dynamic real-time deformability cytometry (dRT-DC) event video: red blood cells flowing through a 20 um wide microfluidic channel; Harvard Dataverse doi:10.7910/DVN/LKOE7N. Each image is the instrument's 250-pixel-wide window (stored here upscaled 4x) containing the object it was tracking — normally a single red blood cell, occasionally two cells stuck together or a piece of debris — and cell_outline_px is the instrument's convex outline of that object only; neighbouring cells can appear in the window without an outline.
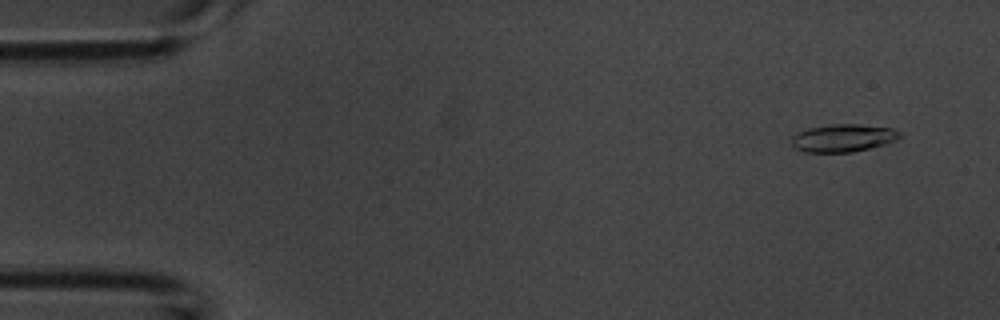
{"species": "common noctule bat (a hibernating species)", "species_latin": "Nyctalus noctula", "temperature_condition": "room temperature", "stored_images_in_passage": 16, "camera_frame_rate_fps": 3000, "um_per_image_px": 0.085, "animal": {"sex": "male", "body_mass_g": 20.1, "forearm_length_mm": 53.5}, "frame": {"image": 1, "passage_image": 5, "time_ms": 1.333, "image_size_px": [1000, 320], "cell_outline_px": [[896, 136], [876, 144], [864, 148], [844, 152], [816, 152], [800, 148], [804, 132], [816, 128], [888, 128]], "centroid_in_image_um": [71.69, 11.81], "position_along_channel_um": 13.3, "area_um2": 13.12}}